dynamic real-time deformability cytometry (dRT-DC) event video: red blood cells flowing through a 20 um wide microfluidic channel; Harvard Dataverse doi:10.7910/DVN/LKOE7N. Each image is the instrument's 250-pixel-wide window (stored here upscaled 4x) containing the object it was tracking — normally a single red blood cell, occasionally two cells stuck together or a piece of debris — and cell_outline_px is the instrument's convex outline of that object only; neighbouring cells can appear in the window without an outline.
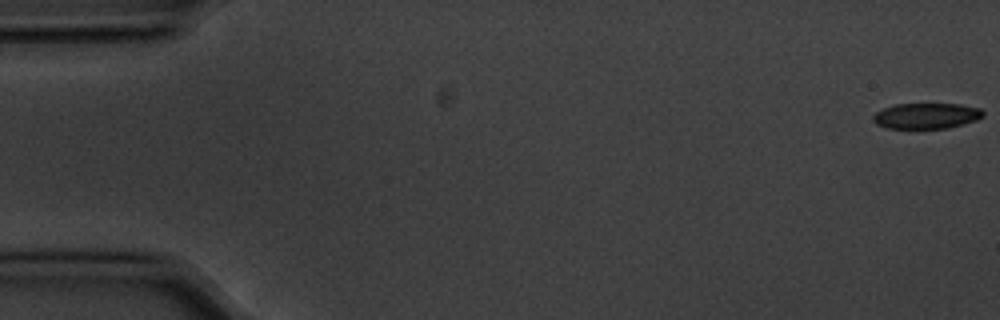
{"species": "common noctule bat (a hibernating species)", "species_latin": "Nyctalus noctula", "temperature_condition": "cold", "stored_images_in_passage": 10, "camera_frame_rate_fps": 3000, "um_per_image_px": 0.085, "animal": {"sex": "male", "body_mass_g": 20.1, "forearm_length_mm": 53.5}, "frame": {"image": 1, "passage_image": 1, "time_ms": 0.0, "image_size_px": [1000, 320], "cell_outline_px": [[984, 116], [976, 120], [964, 124], [948, 128], [888, 128], [876, 124], [872, 120], [872, 116], [876, 112], [884, 108], [896, 104], [960, 104], [980, 108], [984, 112]], "centroid_in_image_um": [78.75, 9.84], "position_along_channel_um": 6.2, "area_um2": 16.47}}
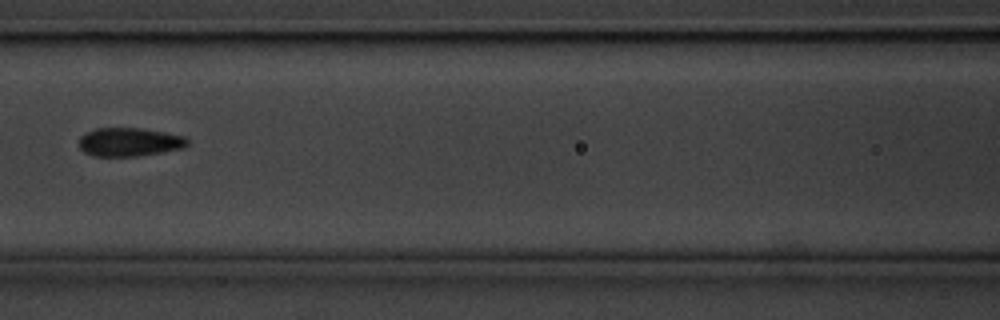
{"frame": {"image": 2, "passage_image": 8, "time_ms": 2.333, "image_size_px": [1000, 320], "cell_outline_px": [[188, 144], [184, 148], [164, 152], [136, 156], [92, 156], [84, 152], [76, 144], [80, 136], [84, 132], [96, 128], [140, 128], [164, 132], [184, 136], [188, 140]], "centroid_in_image_um": [10.95, 12.07], "position_along_channel_um": 155.7, "area_um2": 18.32}}
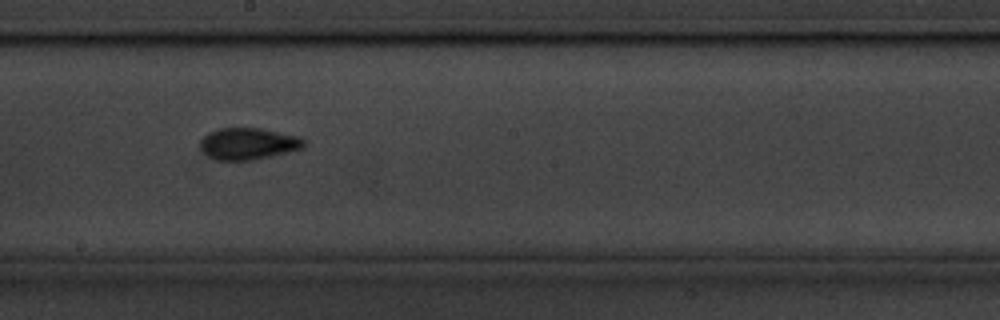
{"frame": {"image": 3, "passage_image": 10, "time_ms": 3.0, "image_size_px": [1000, 320], "cell_outline_px": [[308, 144], [304, 148], [272, 156], [252, 160], [216, 160], [204, 152], [200, 148], [200, 140], [208, 132], [216, 128], [260, 128], [300, 136]], "centroid_in_image_um": [21.13, 12.21], "position_along_channel_um": 227.1, "area_um2": 19.36}}